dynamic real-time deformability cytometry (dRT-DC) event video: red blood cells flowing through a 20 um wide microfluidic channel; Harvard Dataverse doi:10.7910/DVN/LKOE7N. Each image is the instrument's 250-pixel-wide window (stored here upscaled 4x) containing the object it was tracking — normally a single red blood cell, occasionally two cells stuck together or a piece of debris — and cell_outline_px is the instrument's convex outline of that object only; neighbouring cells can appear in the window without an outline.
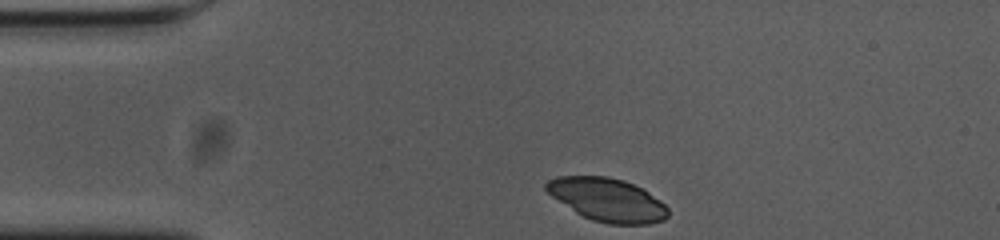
{"species": "common noctule bat (a hibernating species)", "species_latin": "Nyctalus noctula", "temperature_condition": "cold", "stored_images_in_passage": 36, "camera_frame_rate_fps": 3000, "um_per_image_px": 0.085, "animal": {"sex": "female", "body_mass_g": 23.0, "forearm_length_mm": 53.4}, "frame": {"image": 1, "passage_image": 1, "time_ms": 0.0, "image_size_px": [1000, 240], "cell_outline_px": [[668, 216], [664, 220], [648, 224], [608, 224], [592, 220], [576, 212], [552, 196], [544, 188], [544, 184], [548, 180], [556, 176], [608, 176], [624, 180], [648, 192], [660, 200], [668, 208]], "centroid_in_image_um": [51.62, 16.97], "position_along_channel_um": 33.4, "area_um2": 30.52}}